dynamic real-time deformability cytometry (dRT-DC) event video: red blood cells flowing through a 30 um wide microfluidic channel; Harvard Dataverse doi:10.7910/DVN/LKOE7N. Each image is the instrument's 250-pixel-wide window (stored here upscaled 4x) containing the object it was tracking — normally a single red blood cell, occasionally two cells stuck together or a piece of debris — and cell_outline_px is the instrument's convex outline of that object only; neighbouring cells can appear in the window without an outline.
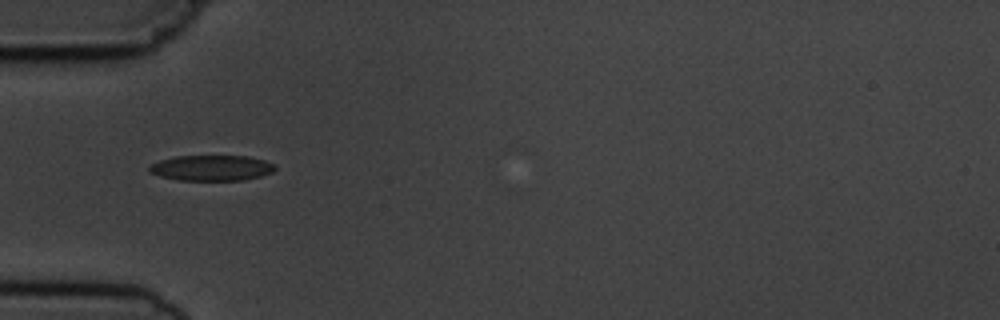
{"species": "common noctule bat (a hibernating species)", "species_latin": "Nyctalus noctula", "temperature_condition": "cold", "stored_images_in_passage": 3, "camera_frame_rate_fps": 3000, "um_per_image_px": 0.085, "animal": {"sex": "male", "body_mass_g": 19.5, "forearm_length_mm": 54.6}, "frame": {"image": 1, "passage_image": 3, "time_ms": 2.333, "image_size_px": [1000, 320], "cell_outline_px": [[276, 168], [272, 172], [260, 176], [244, 180], [180, 180], [160, 176], [152, 172], [148, 168], [148, 164], [160, 160], [176, 156], [248, 156], [264, 160], [272, 164]], "centroid_in_image_um": [17.96, 14.27], "position_along_channel_um": 67.0, "area_um2": 18.61}}